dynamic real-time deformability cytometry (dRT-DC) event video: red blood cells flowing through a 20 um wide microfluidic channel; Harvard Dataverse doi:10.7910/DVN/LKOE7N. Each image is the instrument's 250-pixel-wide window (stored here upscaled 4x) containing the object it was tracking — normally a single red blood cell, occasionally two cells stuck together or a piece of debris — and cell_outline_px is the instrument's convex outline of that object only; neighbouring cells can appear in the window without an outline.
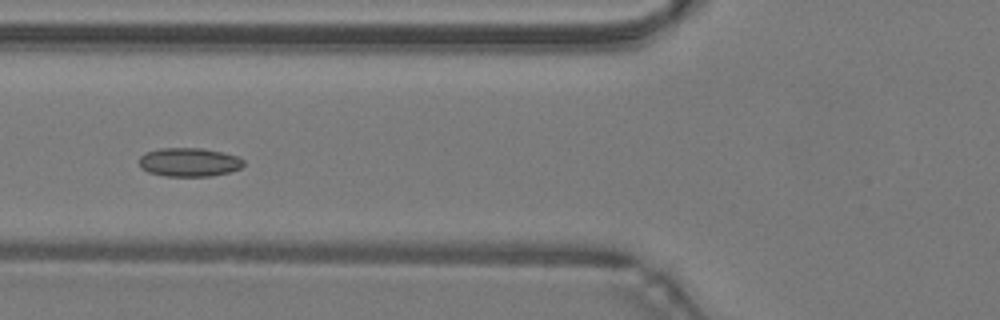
{"species": "common noctule bat (a hibernating species)", "species_latin": "Nyctalus noctula", "temperature_condition": "warm", "stored_images_in_passage": 43, "camera_frame_rate_fps": 3000, "um_per_image_px": 0.085, "animal": {"sex": "male", "body_mass_g": 19.2, "forearm_length_mm": 51.8}, "frame": {"image": 1, "passage_image": 13, "time_ms": 4.0, "image_size_px": [1000, 320], "cell_outline_px": [[244, 164], [240, 168], [228, 172], [212, 176], [164, 176], [148, 172], [140, 168], [140, 156], [144, 152], [160, 148], [200, 148], [220, 152], [236, 156], [244, 160]], "centroid_in_image_um": [16.03, 13.79], "position_along_channel_um": 109.8, "area_um2": 17.46}}
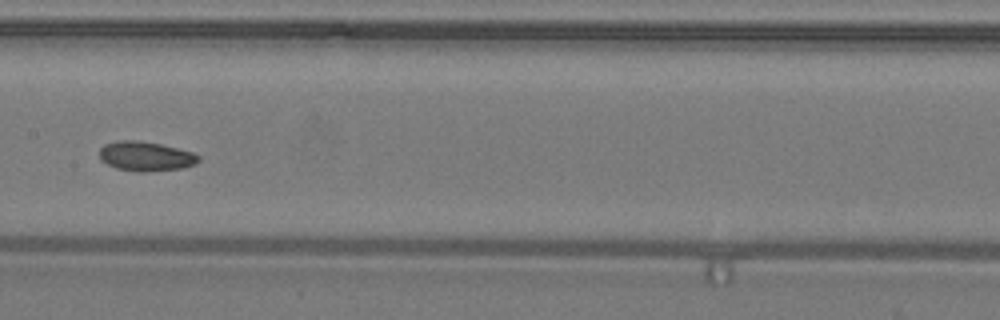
{"frame": {"image": 2, "passage_image": 19, "time_ms": 6.0, "image_size_px": [1000, 320], "cell_outline_px": [[200, 160], [196, 164], [184, 168], [144, 172], [136, 172], [116, 168], [100, 160], [100, 148], [104, 144], [116, 140], [136, 140], [160, 144], [192, 152], [200, 156]], "centroid_in_image_um": [12.38, 13.29], "position_along_channel_um": 195.0, "area_um2": 17.17}}
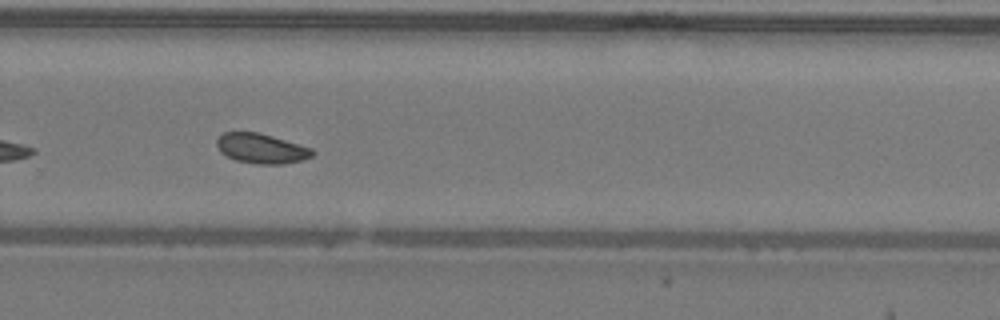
{"frame": {"image": 3, "passage_image": 27, "time_ms": 8.667, "image_size_px": [1000, 320], "cell_outline_px": [[316, 152], [312, 156], [304, 160], [284, 164], [256, 164], [236, 160], [220, 152], [216, 144], [216, 140], [224, 132], [260, 132], [312, 148]], "centroid_in_image_um": [22.24, 12.62], "position_along_channel_um": 307.6, "area_um2": 16.76}, "authors_computed_cell_mechanics": {"area_um2": 17.051, "velocity_mm_per_s": 4.2575, "shape_relaxation_time_tau1_ms": 4.9734, "shape_relaxation_time_tau2_ms": 4.6814, "deformation_change_tau1": 0.0721, "deformation_change_tau2": 0.0743}}